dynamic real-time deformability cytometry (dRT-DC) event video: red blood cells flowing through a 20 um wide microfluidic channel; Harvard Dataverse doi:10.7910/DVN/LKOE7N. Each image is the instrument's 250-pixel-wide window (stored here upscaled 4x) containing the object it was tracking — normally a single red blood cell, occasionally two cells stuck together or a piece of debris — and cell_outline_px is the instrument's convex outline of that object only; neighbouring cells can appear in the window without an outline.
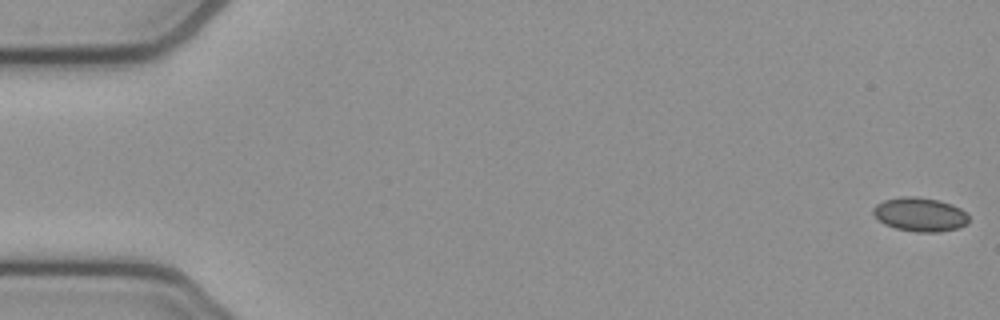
{"species": "common noctule bat (a hibernating species)", "species_latin": "Nyctalus noctula", "temperature_condition": "cold", "stored_images_in_passage": 53, "camera_frame_rate_fps": 3000, "um_per_image_px": 0.085, "animal": {"sex": "female", "body_mass_g": 21.9}, "frame": {"image": 1, "passage_image": 1, "time_ms": 0.0, "image_size_px": [1000, 320], "cell_outline_px": [[968, 224], [960, 228], [940, 232], [916, 232], [896, 228], [884, 224], [872, 212], [872, 208], [876, 204], [884, 200], [900, 196], [916, 196], [940, 200], [952, 204], [968, 212]], "centroid_in_image_um": [78.23, 18.22], "position_along_channel_um": 6.8, "area_um2": 19.19}}
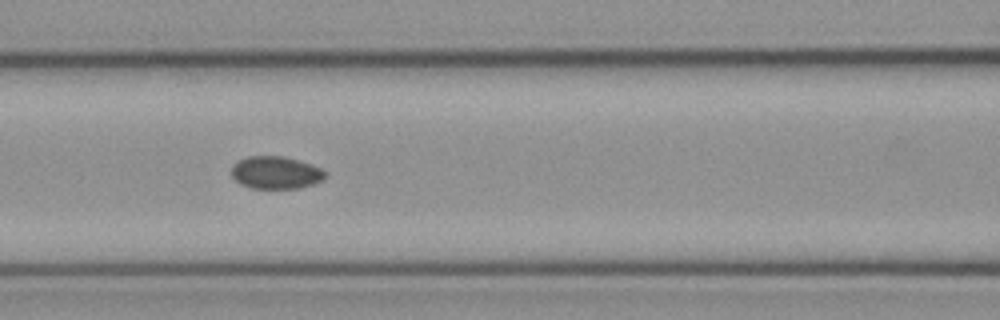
{"frame": {"image": 2, "passage_image": 23, "time_ms": 7.333, "image_size_px": [1000, 320], "cell_outline_px": [[328, 176], [324, 180], [300, 188], [252, 188], [240, 184], [232, 176], [232, 164], [248, 156], [284, 156], [312, 164], [328, 172]], "centroid_in_image_um": [23.48, 14.67], "position_along_channel_um": 143.1, "area_um2": 17.92}}
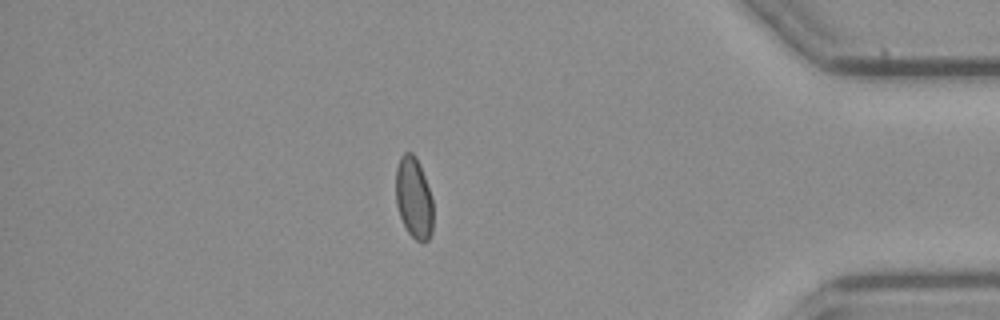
{"frame": {"image": 3, "passage_image": 46, "time_ms": 15.0, "image_size_px": [1000, 320], "cell_outline_px": [[432, 232], [428, 240], [416, 240], [408, 232], [400, 216], [396, 204], [396, 168], [400, 156], [404, 152], [412, 152], [416, 156], [420, 164], [432, 196]], "centroid_in_image_um": [35.17, 16.77], "position_along_channel_um": 400.0, "area_um2": 17.69}}